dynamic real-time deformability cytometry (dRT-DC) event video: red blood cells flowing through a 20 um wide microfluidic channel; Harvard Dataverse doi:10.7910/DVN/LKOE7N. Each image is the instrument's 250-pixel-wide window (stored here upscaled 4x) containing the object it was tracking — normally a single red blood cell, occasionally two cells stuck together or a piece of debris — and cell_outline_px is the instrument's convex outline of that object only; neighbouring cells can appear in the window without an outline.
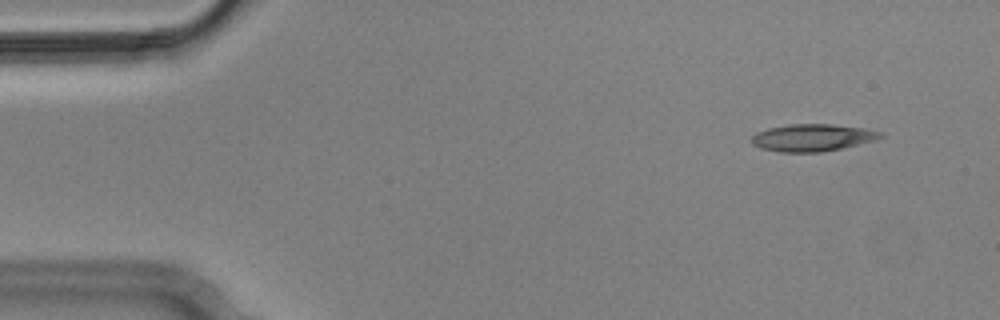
{"species": "Egyptian fruit bat (a non-hibernating species)", "species_latin": "Rousettus aegyptiacus", "temperature_condition": "cold", "stored_images_in_passage": 12, "camera_frame_rate_fps": 3000, "um_per_image_px": 0.085, "animal": {"sex": "male"}, "frame": {"image": 1, "passage_image": 1, "time_ms": 0.0, "image_size_px": [1000, 320], "cell_outline_px": [[884, 136], [872, 140], [840, 148], [820, 152], [780, 152], [760, 148], [752, 144], [752, 136], [756, 132], [768, 128], [788, 124], [832, 124], [864, 128], [880, 132]], "centroid_in_image_um": [68.99, 11.69], "position_along_channel_um": 16.0, "area_um2": 20.17}}
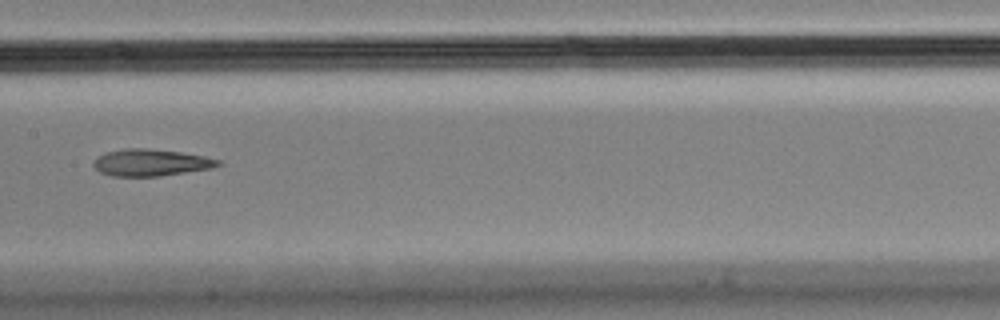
{"frame": {"image": 2, "passage_image": 7, "time_ms": 2.0, "image_size_px": [1000, 320], "cell_outline_px": [[224, 164], [212, 168], [160, 176], [112, 176], [100, 172], [92, 164], [100, 156], [108, 152], [124, 148], [148, 148], [180, 152], [204, 156], [220, 160]], "centroid_in_image_um": [12.87, 13.82], "position_along_channel_um": 194.5, "area_um2": 19.36}}
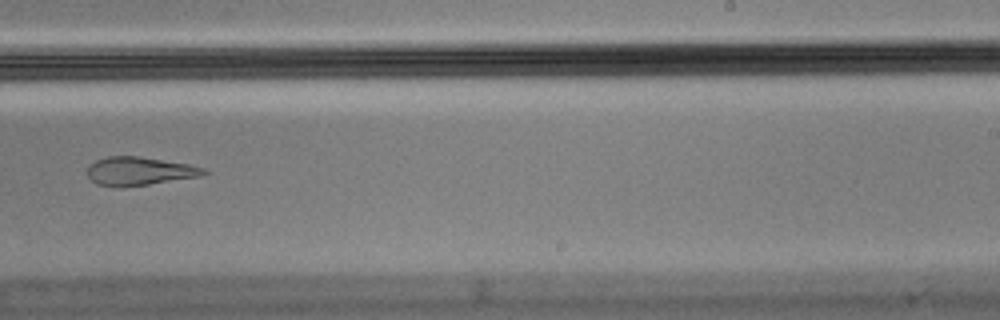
{"frame": {"image": 3, "passage_image": 9, "time_ms": 2.667, "image_size_px": [1000, 320], "cell_outline_px": [[208, 172], [200, 176], [148, 184], [120, 188], [96, 184], [88, 176], [88, 164], [96, 160], [108, 156], [140, 156], [188, 164], [204, 168]], "centroid_in_image_um": [11.8, 14.55], "position_along_channel_um": 277.2, "area_um2": 19.25}}